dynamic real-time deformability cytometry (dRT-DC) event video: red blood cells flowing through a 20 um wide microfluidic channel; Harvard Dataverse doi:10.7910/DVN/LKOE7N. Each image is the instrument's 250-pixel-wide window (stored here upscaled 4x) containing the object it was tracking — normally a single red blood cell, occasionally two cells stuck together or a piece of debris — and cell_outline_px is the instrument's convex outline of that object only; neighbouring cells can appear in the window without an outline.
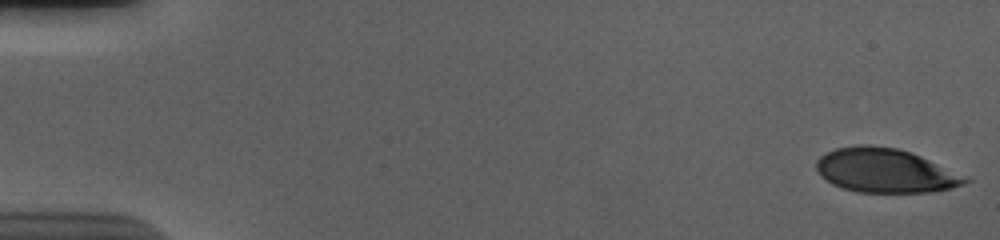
{"species": "human", "species_latin": "Homo sapiens", "temperature_condition": "cold", "stored_images_in_passage": 56, "camera_frame_rate_fps": 3000, "um_per_image_px": 0.085, "donor": {"sex": "male"}, "frame": {"image": 1, "passage_image": 1, "time_ms": 0.0, "image_size_px": [1000, 240], "cell_outline_px": [[972, 180], [964, 184], [948, 188], [928, 192], [856, 192], [832, 184], [820, 176], [816, 168], [816, 160], [820, 156], [836, 148], [856, 144], [872, 144], [896, 148], [912, 152], [968, 176]], "centroid_in_image_um": [75.25, 14.48], "position_along_channel_um": 9.8, "area_um2": 38.49}}
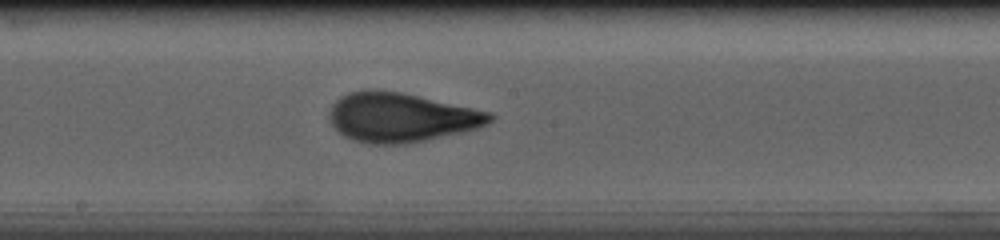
{"frame": {"image": 2, "passage_image": 31, "time_ms": 10.0, "image_size_px": [1000, 240], "cell_outline_px": [[496, 116], [488, 124], [464, 132], [404, 144], [368, 144], [352, 140], [344, 136], [332, 124], [328, 116], [332, 104], [340, 96], [348, 92], [376, 88], [400, 92], [492, 112]], "centroid_in_image_um": [34.08, 9.97], "position_along_channel_um": 214.1, "area_um2": 46.24}}
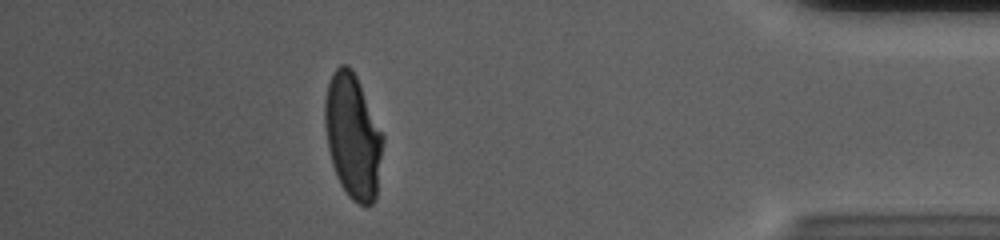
{"frame": {"image": 3, "passage_image": 50, "time_ms": 16.333, "image_size_px": [1000, 240], "cell_outline_px": [[384, 140], [376, 200], [372, 204], [364, 208], [352, 200], [348, 196], [340, 184], [336, 176], [332, 164], [328, 148], [324, 128], [324, 100], [328, 84], [332, 72], [340, 64], [348, 64], [352, 68], [360, 84], [384, 136]], "centroid_in_image_um": [29.99, 11.61], "position_along_channel_um": 405.2, "area_um2": 42.66}, "authors_computed_cell_mechanics": {"area_um2": 43.2633, "velocity_mm_per_s": 3.6872, "shape_relaxation_time_tau1_ms": 4.5214, "shape_relaxation_time_tau2_ms": 0.8126, "deformation_change_tau1": 0.2162, "deformation_change_tau2": 0.0783}}